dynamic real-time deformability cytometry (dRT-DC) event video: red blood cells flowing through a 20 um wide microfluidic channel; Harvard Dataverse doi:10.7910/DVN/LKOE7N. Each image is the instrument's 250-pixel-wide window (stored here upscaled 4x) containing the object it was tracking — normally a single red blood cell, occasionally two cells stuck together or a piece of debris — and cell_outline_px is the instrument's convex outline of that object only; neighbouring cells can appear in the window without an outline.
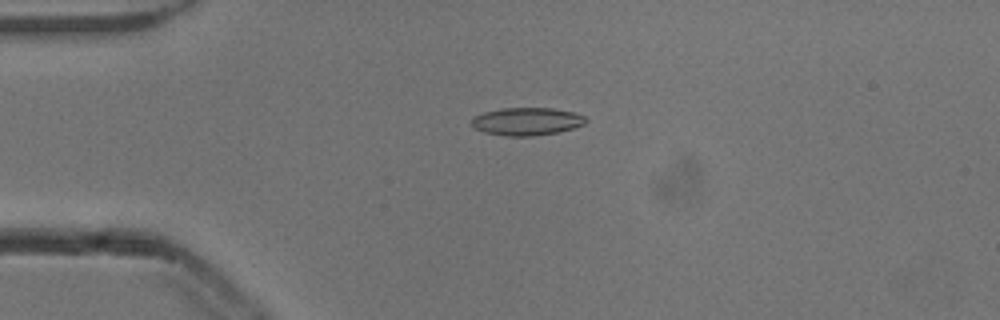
{"species": "common noctule bat (a hibernating species)", "species_latin": "Nyctalus noctula", "temperature_condition": "cold", "stored_images_in_passage": 46, "camera_frame_rate_fps": 3000, "um_per_image_px": 0.085, "animal": {"sex": "male", "body_mass_g": 13.3}, "frame": {"image": 1, "passage_image": 6, "time_ms": 1.667, "image_size_px": [1000, 320], "cell_outline_px": [[588, 120], [584, 124], [572, 128], [556, 132], [532, 136], [504, 136], [484, 132], [476, 128], [472, 124], [472, 120], [476, 116], [484, 112], [500, 108], [552, 108], [572, 112], [584, 116]], "centroid_in_image_um": [44.78, 10.32], "position_along_channel_um": 40.2, "area_um2": 18.26}}
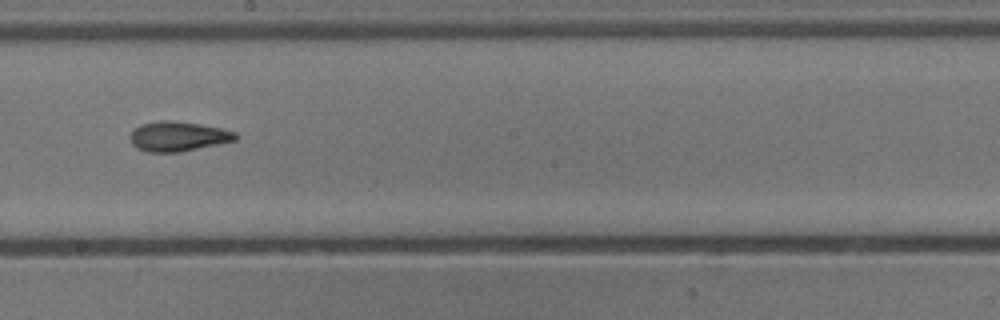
{"frame": {"image": 2, "passage_image": 23, "time_ms": 7.333, "image_size_px": [1000, 320], "cell_outline_px": [[236, 140], [180, 152], [148, 152], [136, 148], [132, 144], [128, 136], [132, 128], [140, 124], [160, 120], [172, 120], [220, 128], [236, 132]], "centroid_in_image_um": [15.04, 11.59], "position_along_channel_um": 233.2, "area_um2": 18.32}}
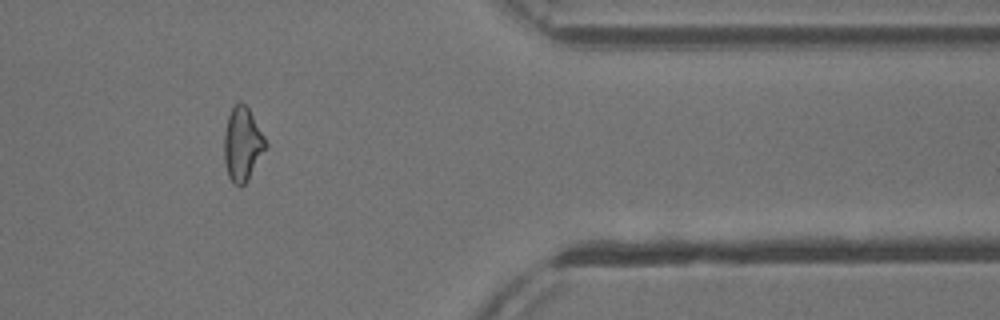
{"frame": {"image": 3, "passage_image": 37, "time_ms": 12.0, "image_size_px": [1000, 320], "cell_outline_px": [[268, 148], [248, 180], [240, 188], [232, 184], [228, 176], [224, 160], [224, 132], [228, 116], [232, 108], [240, 100], [248, 108], [264, 136], [268, 144]], "centroid_in_image_um": [20.62, 12.31], "position_along_channel_um": 390.8, "area_um2": 18.15}, "authors_computed_cell_mechanics": {"area_um2": 18.0336, "velocity_mm_per_s": 3.8828, "shape_relaxation_time_tau1_ms": 8.8963, "shape_relaxation_time_tau2_ms": 2.7879, "deformation_change_tau1": 0.2117, "deformation_change_tau2": 0.1047}}